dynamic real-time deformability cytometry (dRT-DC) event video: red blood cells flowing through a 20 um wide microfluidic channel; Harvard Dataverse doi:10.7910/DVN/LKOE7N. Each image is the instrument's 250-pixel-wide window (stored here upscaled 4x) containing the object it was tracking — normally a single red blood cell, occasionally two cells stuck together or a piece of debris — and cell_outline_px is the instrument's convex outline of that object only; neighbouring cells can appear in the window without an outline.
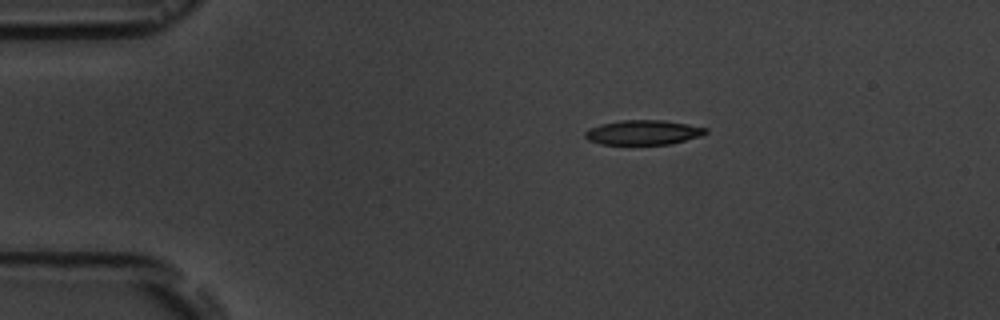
{"species": "common noctule bat (a hibernating species)", "species_latin": "Nyctalus noctula", "temperature_condition": "room temperature", "stored_images_in_passage": 4, "camera_frame_rate_fps": 3000, "um_per_image_px": 0.085, "animal": {"sex": "male", "body_mass_g": 19.5, "forearm_length_mm": 54.6}, "frame": {"image": 1, "passage_image": 1, "time_ms": 0.0, "image_size_px": [1000, 320], "cell_outline_px": [[708, 132], [700, 136], [668, 144], [600, 144], [588, 140], [584, 136], [584, 132], [588, 128], [600, 124], [620, 120], [664, 120], [688, 124], [708, 128]], "centroid_in_image_um": [54.64, 11.24], "position_along_channel_um": 30.4, "area_um2": 17.34}}
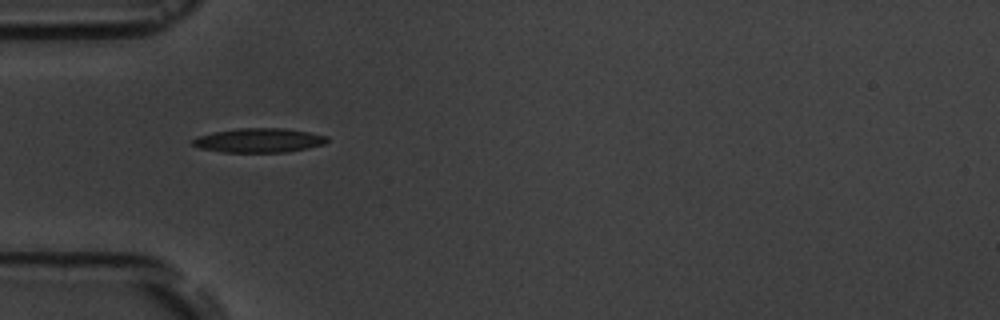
{"frame": {"image": 2, "passage_image": 3, "time_ms": 2.333, "image_size_px": [1000, 320], "cell_outline_px": [[328, 140], [324, 144], [308, 148], [288, 152], [224, 152], [200, 148], [192, 144], [192, 140], [200, 136], [216, 132], [236, 128], [284, 128], [308, 132], [328, 136]], "centroid_in_image_um": [22.05, 11.93], "position_along_channel_um": 62.9, "area_um2": 18.84}}
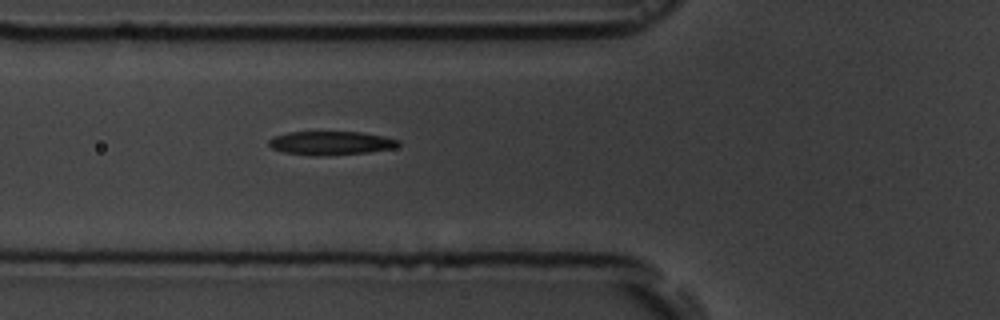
{"frame": {"image": 3, "passage_image": 4, "time_ms": 3.333, "image_size_px": [1000, 320], "cell_outline_px": [[400, 144], [396, 148], [368, 152], [324, 156], [284, 152], [272, 148], [268, 144], [268, 140], [272, 136], [288, 132], [360, 132], [384, 136], [400, 140]], "centroid_in_image_um": [28.14, 12.15], "position_along_channel_um": 97.7, "area_um2": 17.92}}